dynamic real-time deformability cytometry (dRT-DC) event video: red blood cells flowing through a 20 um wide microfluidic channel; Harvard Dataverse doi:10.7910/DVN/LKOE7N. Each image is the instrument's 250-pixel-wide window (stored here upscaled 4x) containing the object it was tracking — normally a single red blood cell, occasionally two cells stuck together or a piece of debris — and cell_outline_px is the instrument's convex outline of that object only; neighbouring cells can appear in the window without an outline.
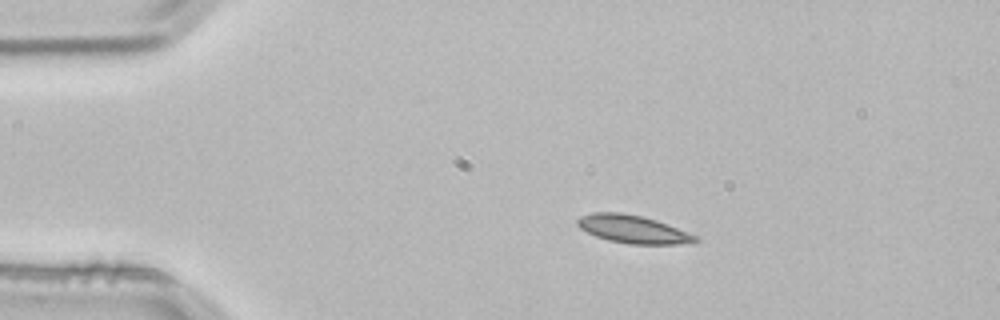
{"species": "common noctule bat (a hibernating species)", "species_latin": "Nyctalus noctula", "temperature_condition": "room temperature", "stored_images_in_passage": 2, "camera_frame_rate_fps": 3000, "um_per_image_px": 0.085, "animal": {"sex": "male", "body_mass_g": 21.5, "forearm_length_mm": 52.0}, "frame": {"image": 1, "passage_image": 1, "time_ms": 0.0, "image_size_px": [1000, 320], "cell_outline_px": [[700, 240], [676, 244], [628, 244], [608, 240], [596, 236], [580, 228], [576, 224], [576, 220], [580, 216], [592, 212], [620, 212], [644, 216], [668, 224], [696, 236]], "centroid_in_image_um": [53.74, 19.47], "position_along_channel_um": 31.3, "area_um2": 19.13}}